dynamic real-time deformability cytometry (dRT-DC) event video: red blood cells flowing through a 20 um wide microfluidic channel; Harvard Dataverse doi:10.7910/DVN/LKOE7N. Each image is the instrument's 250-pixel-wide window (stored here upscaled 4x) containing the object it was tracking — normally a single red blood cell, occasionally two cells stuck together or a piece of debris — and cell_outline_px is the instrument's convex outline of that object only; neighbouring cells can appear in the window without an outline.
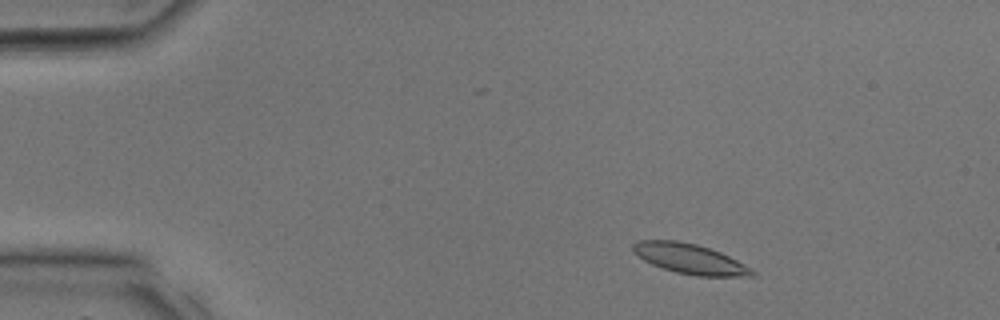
{"species": "common noctule bat (a hibernating species)", "species_latin": "Nyctalus noctula", "temperature_condition": "room temperature", "stored_images_in_passage": 8, "camera_frame_rate_fps": 3000, "um_per_image_px": 0.085, "animal": {"sex": "male", "body_mass_g": 17.9, "forearm_length_mm": 54.2}, "frame": {"image": 1, "passage_image": 3, "time_ms": 0.667, "image_size_px": [1000, 320], "cell_outline_px": [[756, 276], [696, 276], [676, 272], [652, 264], [644, 260], [632, 248], [632, 244], [640, 240], [676, 240], [696, 244], [720, 252], [752, 268], [756, 272]], "centroid_in_image_um": [58.67, 22.0], "position_along_channel_um": 26.3, "area_um2": 20.58}}